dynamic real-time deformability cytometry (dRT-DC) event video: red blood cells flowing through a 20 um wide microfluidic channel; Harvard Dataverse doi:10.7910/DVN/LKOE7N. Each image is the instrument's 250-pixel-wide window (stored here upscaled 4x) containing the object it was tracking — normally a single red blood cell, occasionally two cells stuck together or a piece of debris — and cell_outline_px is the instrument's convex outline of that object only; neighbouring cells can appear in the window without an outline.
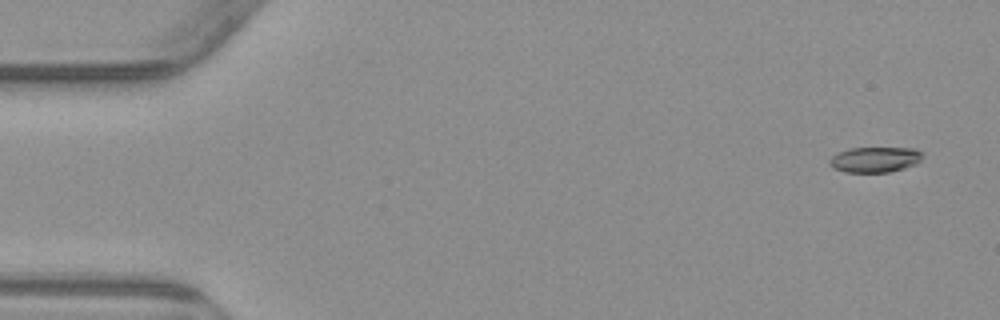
{"species": "common noctule bat (a hibernating species)", "species_latin": "Nyctalus noctula", "temperature_condition": "warm", "stored_images_in_passage": 5, "camera_frame_rate_fps": 3000, "um_per_image_px": 0.085, "animal": {"sex": "male", "body_mass_g": 23.1, "forearm_length_mm": 52.7}, "frame": {"image": 1, "passage_image": 1, "time_ms": 0.0, "image_size_px": [1000, 320], "cell_outline_px": [[924, 156], [916, 164], [904, 168], [888, 172], [844, 172], [828, 164], [828, 160], [836, 152], [848, 148], [916, 148], [924, 152]], "centroid_in_image_um": [74.38, 13.55], "position_along_channel_um": 10.6, "area_um2": 13.99}}
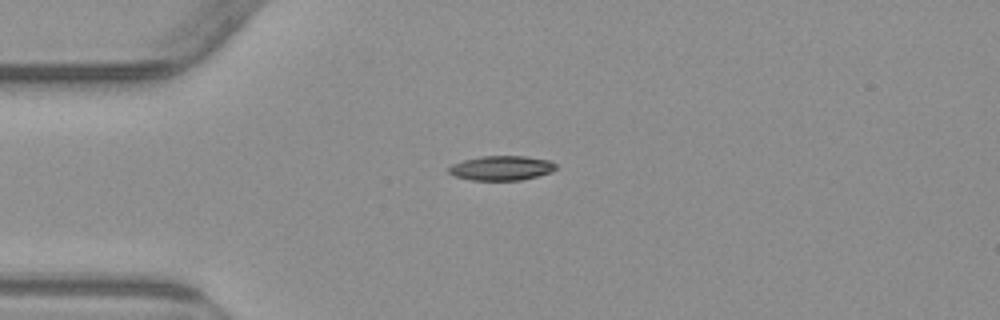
{"frame": {"image": 2, "passage_image": 4, "time_ms": 3.667, "image_size_px": [1000, 320], "cell_outline_px": [[556, 168], [552, 172], [520, 180], [472, 180], [452, 176], [448, 172], [448, 168], [452, 164], [464, 160], [484, 156], [524, 156], [548, 160], [556, 164]], "centroid_in_image_um": [42.6, 14.29], "position_along_channel_um": 42.4, "area_um2": 15.26}}